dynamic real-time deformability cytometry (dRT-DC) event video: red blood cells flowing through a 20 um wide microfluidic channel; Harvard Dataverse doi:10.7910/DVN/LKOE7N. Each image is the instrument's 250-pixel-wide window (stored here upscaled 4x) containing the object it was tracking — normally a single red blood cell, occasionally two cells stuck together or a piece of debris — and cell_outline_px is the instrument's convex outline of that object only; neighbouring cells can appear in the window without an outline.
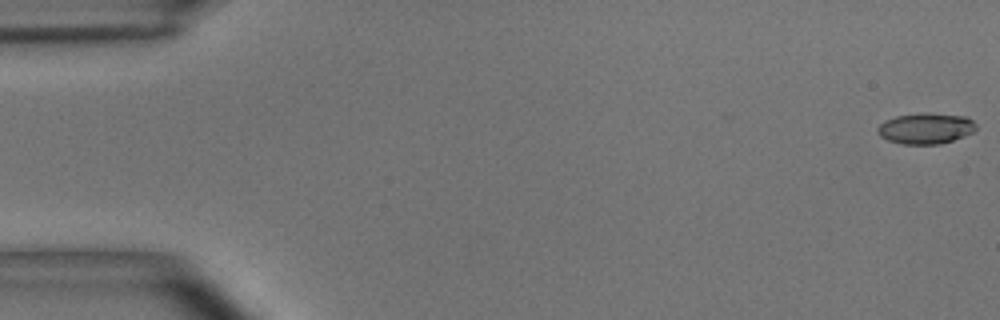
{"species": "common noctule bat (a hibernating species)", "species_latin": "Nyctalus noctula", "temperature_condition": "room temperature", "stored_images_in_passage": 55, "camera_frame_rate_fps": 3000, "um_per_image_px": 0.085, "animal": {"sex": "male", "body_mass_g": 15.6}, "frame": {"image": 1, "passage_image": 1, "time_ms": 0.0, "image_size_px": [1000, 320], "cell_outline_px": [[976, 128], [972, 132], [964, 136], [940, 144], [904, 144], [888, 140], [880, 136], [876, 132], [876, 128], [884, 120], [896, 116], [924, 112], [968, 116], [976, 124]], "centroid_in_image_um": [78.67, 10.9], "position_along_channel_um": 6.3, "area_um2": 17.86}}
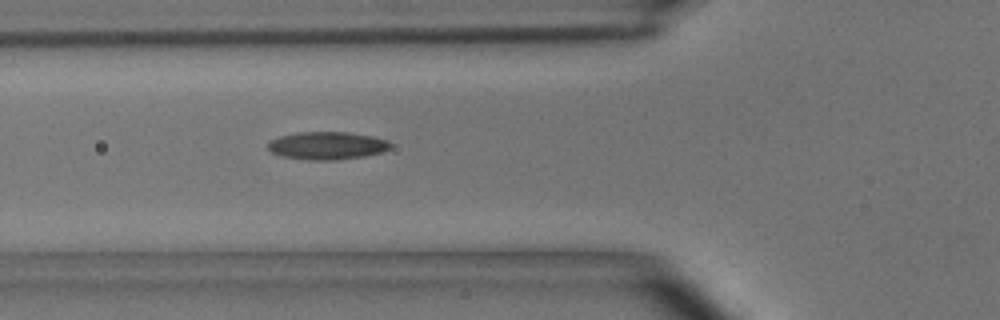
{"frame": {"image": 2, "passage_image": 20, "time_ms": 6.333, "image_size_px": [1000, 320], "cell_outline_px": [[392, 144], [388, 148], [380, 152], [364, 156], [336, 160], [308, 160], [284, 156], [272, 152], [268, 148], [268, 144], [272, 140], [280, 136], [296, 132], [348, 132], [372, 136], [388, 140]], "centroid_in_image_um": [27.81, 12.37], "position_along_channel_um": 98.0, "area_um2": 19.65}}
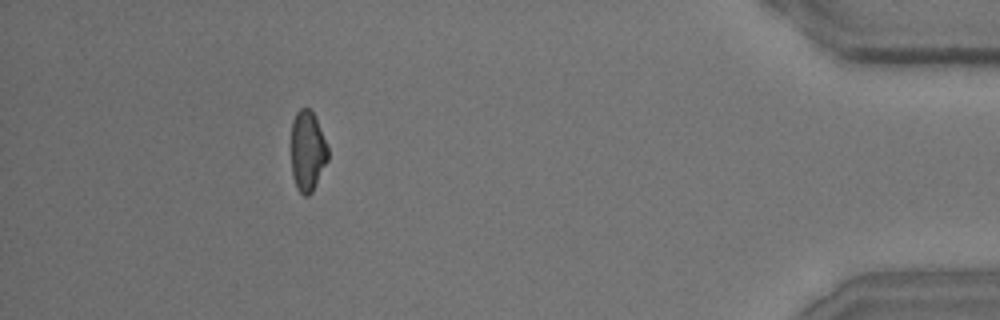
{"frame": {"image": 3, "passage_image": 50, "time_ms": 16.333, "image_size_px": [1000, 320], "cell_outline_px": [[328, 160], [312, 192], [308, 196], [304, 196], [296, 188], [292, 172], [292, 120], [296, 112], [300, 108], [308, 108], [316, 116], [328, 148]], "centroid_in_image_um": [26.14, 12.83], "position_along_channel_um": 409.1, "area_um2": 17.22}, "authors_computed_cell_mechanics": {"area_um2": 18.207, "velocity_mm_per_s": 3.6588, "shape_relaxation_time_tau1_ms": 8.6689, "shape_relaxation_time_tau2_ms": 5.0593, "deformation_change_tau1": 0.2069, "deformation_change_tau2": 0.1227}}